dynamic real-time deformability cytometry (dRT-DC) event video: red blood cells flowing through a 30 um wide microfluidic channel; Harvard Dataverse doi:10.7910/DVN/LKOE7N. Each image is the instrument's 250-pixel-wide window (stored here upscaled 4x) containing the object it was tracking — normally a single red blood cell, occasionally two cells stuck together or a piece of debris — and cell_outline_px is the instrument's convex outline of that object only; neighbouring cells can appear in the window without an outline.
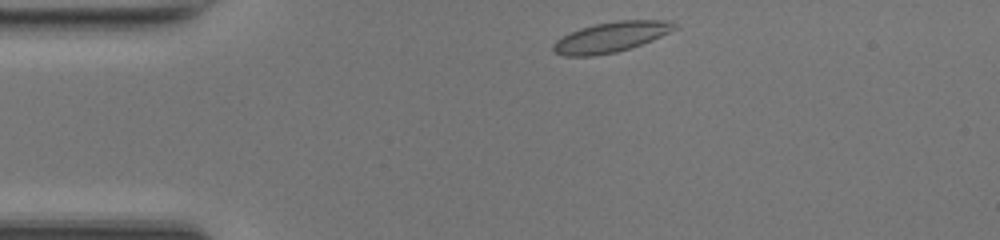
{"species": "common noctule bat (a hibernating species)", "species_latin": "Nyctalus noctula", "temperature_condition": "room temperature", "stored_images_in_passage": 40, "camera_frame_rate_fps": 3000, "um_per_image_px": 0.085, "animal": {"sex": "female", "body_mass_g": 17.0, "forearm_length_mm": 48.0}, "frame": {"image": 1, "passage_image": 1, "time_ms": 0.0, "image_size_px": [1000, 240], "cell_outline_px": [[680, 28], [652, 40], [616, 52], [592, 56], [564, 56], [552, 52], [552, 44], [556, 40], [580, 28], [596, 24], [620, 20], [672, 20]], "centroid_in_image_um": [51.96, 3.15], "position_along_channel_um": 33.0, "area_um2": 21.39}}
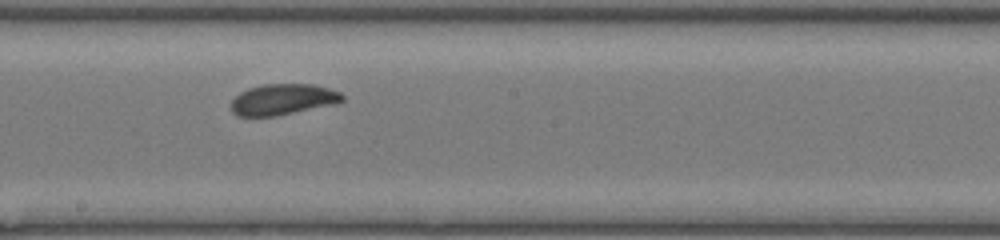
{"frame": {"image": 2, "passage_image": 18, "time_ms": 5.667, "image_size_px": [1000, 240], "cell_outline_px": [[344, 100], [336, 104], [276, 116], [236, 116], [232, 112], [232, 100], [240, 92], [248, 88], [264, 84], [312, 84], [328, 88], [340, 92], [344, 96]], "centroid_in_image_um": [24.06, 8.45], "position_along_channel_um": 224.1, "area_um2": 20.11}}
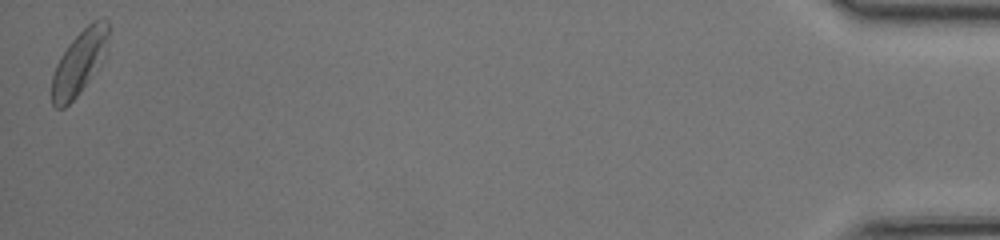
{"frame": {"image": 3, "passage_image": 40, "time_ms": 13.0, "image_size_px": [1000, 240], "cell_outline_px": [[108, 36], [100, 64], [80, 92], [64, 108], [56, 108], [52, 104], [52, 76], [56, 64], [60, 56], [68, 44], [92, 20], [104, 16], [108, 20]], "centroid_in_image_um": [6.72, 5.28], "position_along_channel_um": 428.5, "area_um2": 20.75}, "authors_computed_cell_mechanics": {"area_um2": 20.2878, "velocity_mm_per_s": 4.181, "shape_relaxation_time_tau1_ms": 2.9316, "shape_relaxation_time_tau2_ms": 3.8987, "deformation_change_tau1": 0.0872, "deformation_change_tau2": 0.0615}}